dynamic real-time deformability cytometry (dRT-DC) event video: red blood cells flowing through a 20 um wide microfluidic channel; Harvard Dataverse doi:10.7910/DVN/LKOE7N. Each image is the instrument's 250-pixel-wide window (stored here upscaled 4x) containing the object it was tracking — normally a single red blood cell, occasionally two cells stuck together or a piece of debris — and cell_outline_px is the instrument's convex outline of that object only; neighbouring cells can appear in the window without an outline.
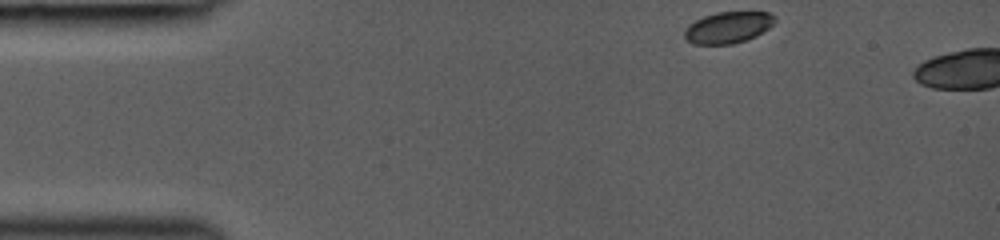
{"species": "common noctule bat (a hibernating species)", "species_latin": "Nyctalus noctula", "temperature_condition": "room temperature", "stored_images_in_passage": 3, "camera_frame_rate_fps": 3000, "um_per_image_px": 0.085, "animal": {"sex": "female", "body_mass_g": 19.0, "forearm_length_mm": 53.3}, "frame": {"image": 1, "passage_image": 1, "time_ms": 0.0, "image_size_px": [1000, 240], "cell_outline_px": [[776, 20], [768, 28], [756, 36], [748, 40], [732, 44], [692, 44], [684, 36], [684, 28], [688, 24], [704, 16], [716, 12], [768, 12], [776, 16]], "centroid_in_image_um": [61.88, 2.33], "position_along_channel_um": 23.1, "area_um2": 16.65}}